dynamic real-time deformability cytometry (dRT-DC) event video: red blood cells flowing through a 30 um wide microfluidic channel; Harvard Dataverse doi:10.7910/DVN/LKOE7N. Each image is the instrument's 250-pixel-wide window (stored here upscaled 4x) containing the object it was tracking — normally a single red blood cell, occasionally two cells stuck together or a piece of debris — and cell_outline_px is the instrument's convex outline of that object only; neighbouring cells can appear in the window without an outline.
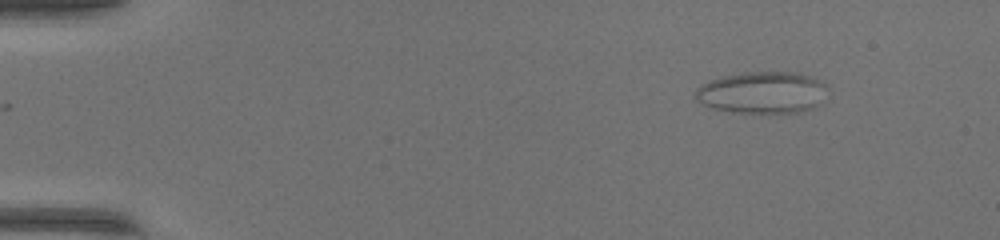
{"species": "common noctule bat (a hibernating species)", "species_latin": "Nyctalus noctula", "temperature_condition": "warm", "stored_images_in_passage": 45, "camera_frame_rate_fps": 3000, "um_per_image_px": 0.085, "animal": {"sex": "female", "body_mass_g": 17.0, "forearm_length_mm": 48.0}, "frame": {"image": 1, "passage_image": 1, "time_ms": 0.0, "image_size_px": [1000, 240], "cell_outline_px": [[828, 88], [816, 104], [812, 108], [800, 112], [732, 112], [716, 108], [704, 104], [696, 100], [696, 88], [712, 80], [724, 76], [744, 72], [792, 72], [808, 76], [824, 84]], "centroid_in_image_um": [64.77, 7.86], "position_along_channel_um": 20.2, "area_um2": 31.33}}
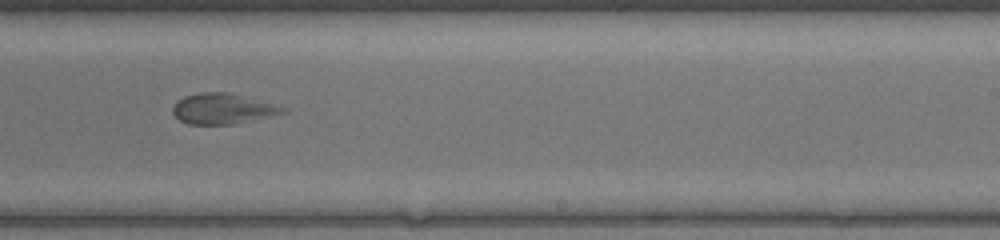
{"frame": {"image": 2, "passage_image": 27, "time_ms": 8.667, "image_size_px": [1000, 240], "cell_outline_px": [[288, 112], [232, 124], [188, 124], [180, 120], [172, 112], [172, 108], [176, 100], [184, 96], [200, 92], [228, 92], [244, 96], [288, 108]], "centroid_in_image_um": [18.9, 9.23], "position_along_channel_um": 270.1, "area_um2": 19.48}}
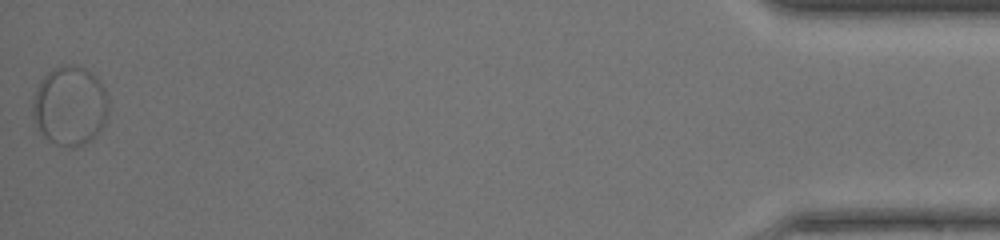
{"frame": {"image": 3, "passage_image": 45, "time_ms": 14.667, "image_size_px": [1000, 240], "cell_outline_px": [[108, 116], [104, 124], [92, 140], [84, 144], [72, 148], [56, 144], [48, 140], [44, 136], [32, 116], [32, 100], [36, 88], [40, 80], [48, 72], [56, 68], [72, 64], [76, 64], [84, 68], [96, 76], [100, 80], [104, 88], [108, 100]], "centroid_in_image_um": [5.95, 9.0], "position_along_channel_um": 429.2, "area_um2": 35.26}}